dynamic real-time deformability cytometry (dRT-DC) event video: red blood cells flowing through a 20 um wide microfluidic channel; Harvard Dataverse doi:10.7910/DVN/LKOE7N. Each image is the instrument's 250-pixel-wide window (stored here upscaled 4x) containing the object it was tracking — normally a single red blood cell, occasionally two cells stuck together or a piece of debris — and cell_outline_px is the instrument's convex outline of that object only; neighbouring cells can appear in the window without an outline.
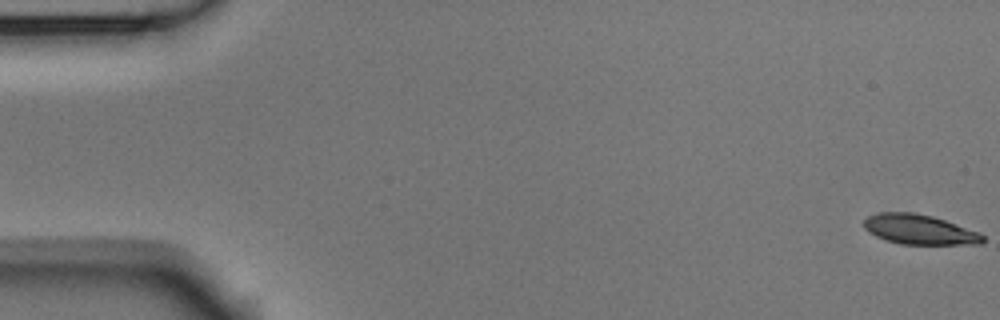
{"species": "Egyptian fruit bat (a non-hibernating species)", "species_latin": "Rousettus aegyptiacus", "temperature_condition": "room temperature", "stored_images_in_passage": 5, "segment_of_instrument_passage": [1, 2], "camera_frame_rate_fps": 3000, "um_per_image_px": 0.085, "animal": {"sex": "male"}, "frame": {"image": 1, "passage_image": 1, "time_ms": 0.0, "image_size_px": [1000, 320], "cell_outline_px": [[984, 240], [980, 244], [900, 244], [876, 236], [868, 232], [860, 224], [868, 216], [880, 212], [912, 212], [932, 216], [980, 232], [984, 236]], "centroid_in_image_um": [78.12, 19.5], "position_along_channel_um": 6.9, "area_um2": 20.69}}
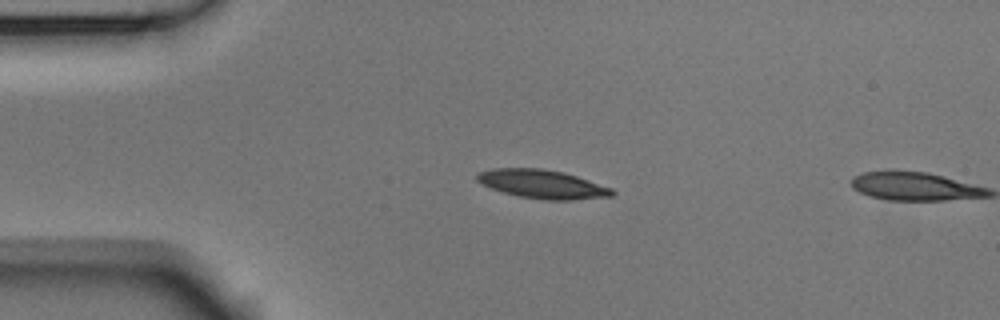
{"frame": {"image": 2, "passage_image": 4, "time_ms": 1.0, "image_size_px": [1000, 320], "cell_outline_px": [[616, 192], [612, 196], [572, 200], [548, 200], [520, 196], [504, 192], [492, 188], [476, 180], [476, 172], [492, 168], [540, 168], [564, 172], [612, 188]], "centroid_in_image_um": [46.1, 15.64], "position_along_channel_um": 38.9, "area_um2": 22.43}}